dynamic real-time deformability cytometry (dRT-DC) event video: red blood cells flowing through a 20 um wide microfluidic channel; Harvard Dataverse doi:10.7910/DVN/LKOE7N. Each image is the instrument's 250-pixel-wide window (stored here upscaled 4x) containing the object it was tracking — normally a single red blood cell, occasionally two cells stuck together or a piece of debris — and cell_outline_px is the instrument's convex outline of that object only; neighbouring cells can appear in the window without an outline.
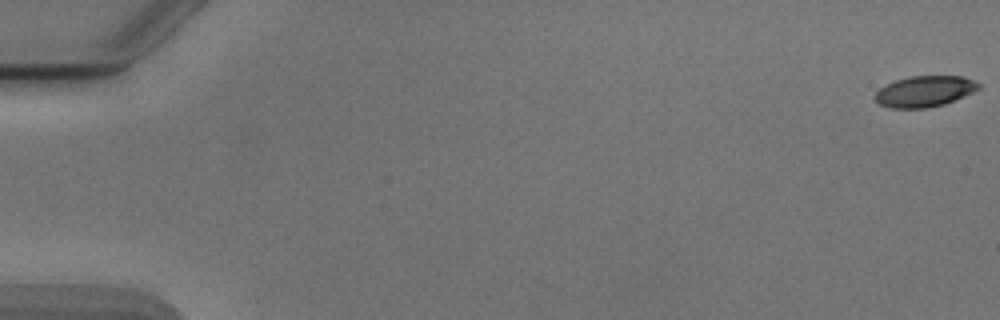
{"species": "Egyptian fruit bat (a non-hibernating species)", "species_latin": "Rousettus aegyptiacus", "temperature_condition": "cold", "stored_images_in_passage": 12, "camera_frame_rate_fps": 3000, "um_per_image_px": 0.085, "animal": {"sex": "male"}, "frame": {"image": 1, "passage_image": 1, "time_ms": 0.0, "image_size_px": [1000, 320], "cell_outline_px": [[980, 88], [964, 96], [944, 104], [928, 108], [888, 108], [880, 104], [876, 100], [876, 92], [880, 88], [896, 80], [912, 76], [964, 76], [976, 80], [980, 84]], "centroid_in_image_um": [78.63, 7.76], "position_along_channel_um": 6.4, "area_um2": 18.61}}